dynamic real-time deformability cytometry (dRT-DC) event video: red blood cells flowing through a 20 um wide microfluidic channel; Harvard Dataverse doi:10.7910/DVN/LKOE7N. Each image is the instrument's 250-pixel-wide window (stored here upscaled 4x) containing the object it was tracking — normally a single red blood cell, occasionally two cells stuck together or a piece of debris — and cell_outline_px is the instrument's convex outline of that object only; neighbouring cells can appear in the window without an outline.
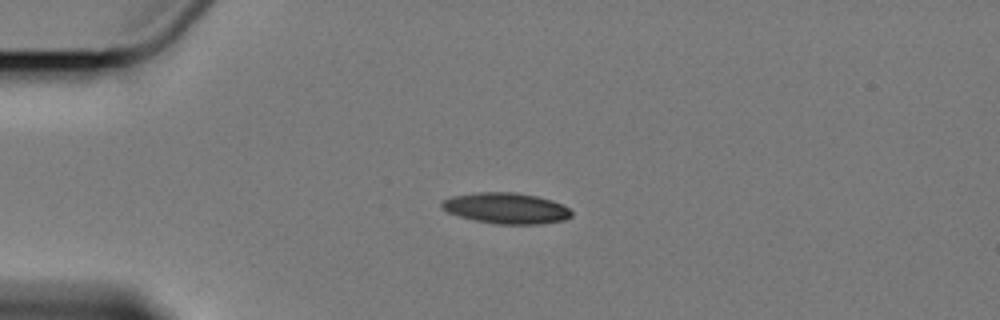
{"species": "Egyptian fruit bat (a non-hibernating species)", "species_latin": "Rousettus aegyptiacus", "temperature_condition": "cold", "stored_images_in_passage": 3, "camera_frame_rate_fps": 3000, "um_per_image_px": 0.085, "animal": {"sex": "female"}, "frame": {"image": 1, "passage_image": 2, "time_ms": 2.333, "image_size_px": [1000, 320], "cell_outline_px": [[572, 216], [564, 220], [540, 224], [496, 224], [472, 220], [448, 212], [440, 204], [440, 200], [452, 196], [476, 192], [516, 192], [536, 196], [552, 200], [568, 208], [572, 212]], "centroid_in_image_um": [43.0, 17.69], "position_along_channel_um": 42.0, "area_um2": 23.41}}